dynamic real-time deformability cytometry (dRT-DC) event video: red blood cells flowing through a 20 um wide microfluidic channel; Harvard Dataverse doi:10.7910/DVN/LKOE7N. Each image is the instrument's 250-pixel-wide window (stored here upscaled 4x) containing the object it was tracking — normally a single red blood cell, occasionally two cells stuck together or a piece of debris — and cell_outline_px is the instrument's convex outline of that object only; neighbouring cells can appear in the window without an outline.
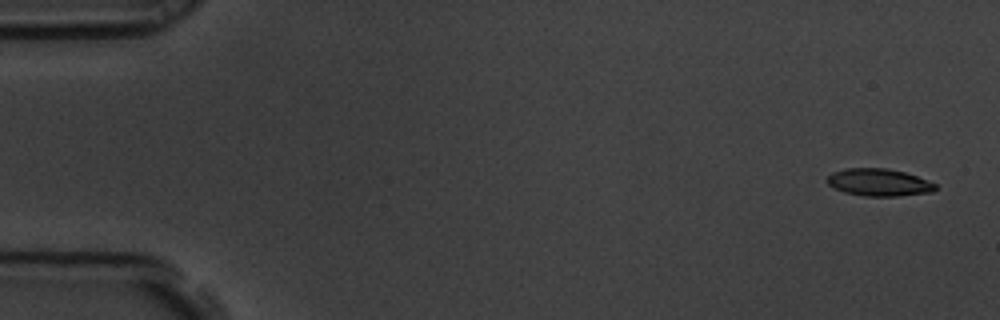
{"species": "common noctule bat (a hibernating species)", "species_latin": "Nyctalus noctula", "temperature_condition": "room temperature", "stored_images_in_passage": 7, "camera_frame_rate_fps": 3000, "um_per_image_px": 0.085, "animal": {"sex": "male", "body_mass_g": 19.5, "forearm_length_mm": 54.6}, "frame": {"image": 1, "passage_image": 1, "time_ms": 0.0, "image_size_px": [1000, 320], "cell_outline_px": [[936, 188], [932, 192], [896, 196], [864, 196], [844, 192], [832, 188], [828, 184], [828, 176], [832, 172], [844, 168], [888, 168], [904, 172], [916, 176], [936, 184]], "centroid_in_image_um": [74.67, 15.5], "position_along_channel_um": 10.3, "area_um2": 17.22}}
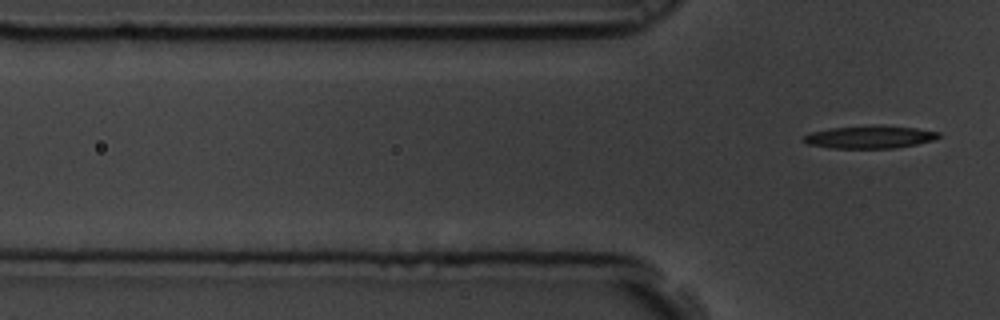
{"frame": {"image": 2, "passage_image": 7, "time_ms": 2.0, "image_size_px": [1000, 320], "cell_outline_px": [[940, 136], [936, 140], [896, 148], [832, 148], [808, 144], [804, 140], [804, 136], [812, 132], [832, 128], [884, 124], [916, 128], [940, 132]], "centroid_in_image_um": [74.01, 11.64], "position_along_channel_um": 51.8, "area_um2": 17.92}}